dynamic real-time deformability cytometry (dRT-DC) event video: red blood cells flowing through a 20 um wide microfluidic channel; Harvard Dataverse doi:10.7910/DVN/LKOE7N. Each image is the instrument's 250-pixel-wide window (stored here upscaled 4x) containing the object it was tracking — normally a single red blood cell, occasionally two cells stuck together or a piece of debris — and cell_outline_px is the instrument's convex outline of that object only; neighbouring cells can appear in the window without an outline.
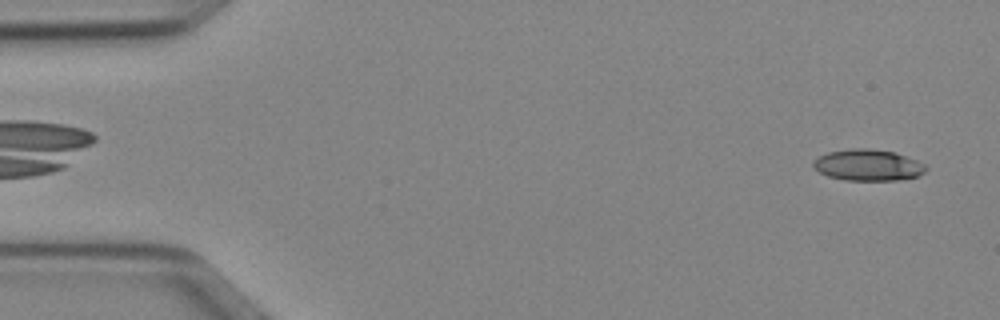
{"species": "Egyptian fruit bat (a non-hibernating species)", "species_latin": "Rousettus aegyptiacus", "temperature_condition": "cold", "stored_images_in_passage": 49, "camera_frame_rate_fps": 3000, "um_per_image_px": 0.085, "animal": {"sex": "female"}, "frame": {"image": 1, "passage_image": 2, "time_ms": 0.333, "image_size_px": [1000, 320], "cell_outline_px": [[928, 168], [924, 172], [916, 176], [900, 180], [844, 180], [828, 176], [812, 168], [812, 160], [828, 152], [852, 148], [868, 148], [896, 152], [916, 160], [924, 164]], "centroid_in_image_um": [73.75, 14.03], "position_along_channel_um": 11.2, "area_um2": 20.63}}
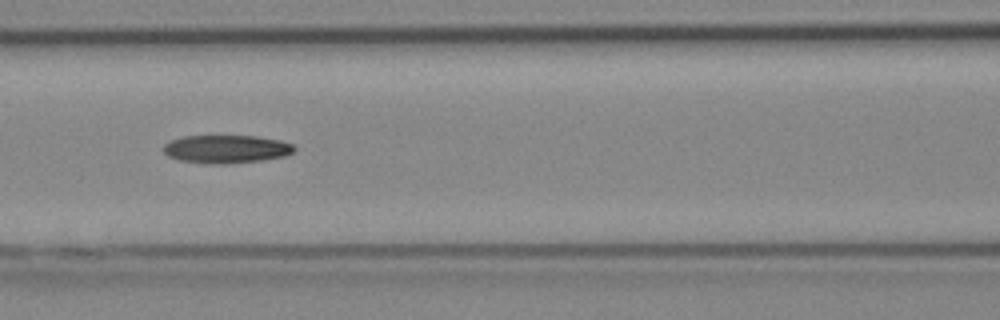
{"frame": {"image": 2, "passage_image": 21, "time_ms": 6.667, "image_size_px": [1000, 320], "cell_outline_px": [[296, 148], [292, 152], [284, 156], [264, 160], [224, 164], [208, 164], [176, 160], [168, 156], [164, 152], [164, 144], [172, 140], [184, 136], [256, 136], [280, 140], [292, 144]], "centroid_in_image_um": [19.22, 12.68], "position_along_channel_um": 147.4, "area_um2": 21.5}}
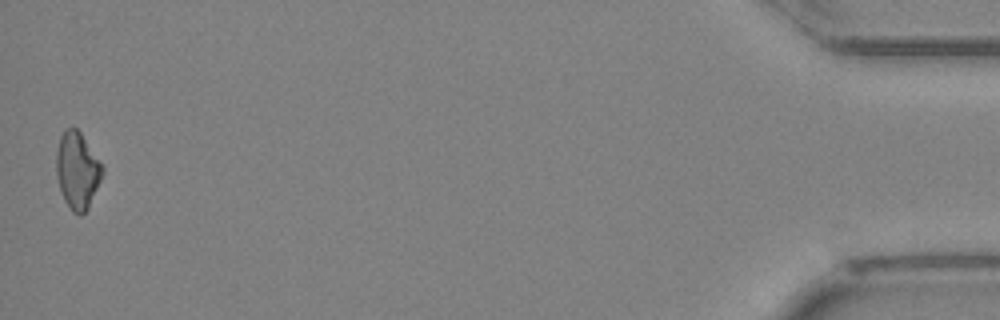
{"frame": {"image": 3, "passage_image": 49, "time_ms": 16.0, "image_size_px": [1000, 320], "cell_outline_px": [[104, 172], [88, 208], [80, 216], [72, 212], [64, 200], [56, 176], [56, 152], [60, 136], [68, 128], [76, 128], [80, 132], [104, 168]], "centroid_in_image_um": [6.56, 14.51], "position_along_channel_um": 428.6, "area_um2": 20.4}}